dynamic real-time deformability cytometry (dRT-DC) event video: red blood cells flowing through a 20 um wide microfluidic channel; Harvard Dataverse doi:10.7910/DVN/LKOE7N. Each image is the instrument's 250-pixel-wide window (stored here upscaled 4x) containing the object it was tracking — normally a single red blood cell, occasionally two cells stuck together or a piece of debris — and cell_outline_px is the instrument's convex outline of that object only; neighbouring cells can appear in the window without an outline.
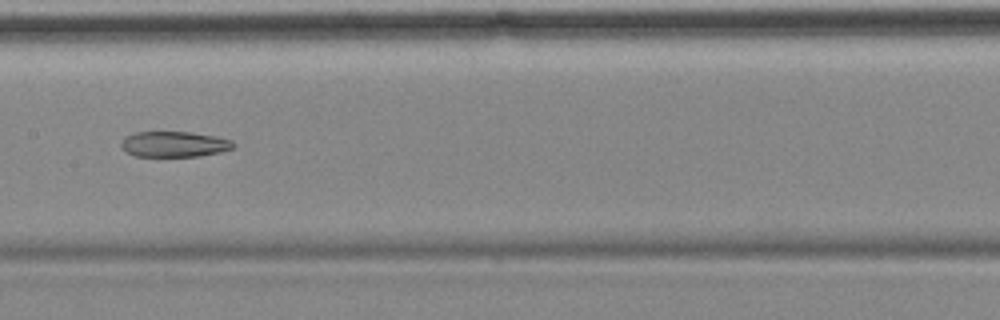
{"species": "common noctule bat (a hibernating species)", "species_latin": "Nyctalus noctula", "temperature_condition": "cold", "stored_images_in_passage": 4, "camera_frame_rate_fps": 3000, "um_per_image_px": 0.085, "animal": {"sex": "female", "body_mass_g": 18.4}, "frame": {"image": 1, "passage_image": 4, "time_ms": 3.667, "image_size_px": [1000, 320], "cell_outline_px": [[236, 144], [232, 148], [220, 152], [200, 156], [136, 156], [120, 148], [120, 144], [124, 136], [136, 132], [192, 132], [216, 136], [232, 140]], "centroid_in_image_um": [14.8, 12.25], "position_along_channel_um": 192.6, "area_um2": 16.82}}